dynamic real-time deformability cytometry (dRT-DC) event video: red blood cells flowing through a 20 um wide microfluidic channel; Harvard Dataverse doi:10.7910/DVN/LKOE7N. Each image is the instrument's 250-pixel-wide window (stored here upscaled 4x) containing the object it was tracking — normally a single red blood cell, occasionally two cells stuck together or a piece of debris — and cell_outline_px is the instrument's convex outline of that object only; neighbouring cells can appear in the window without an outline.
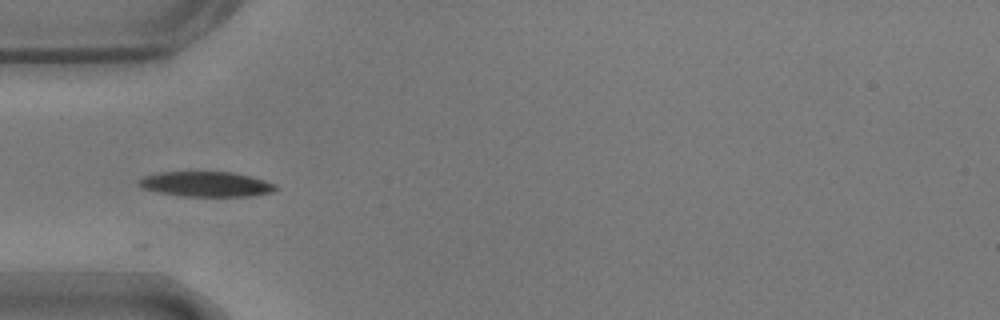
{"species": "common noctule bat (a hibernating species)", "species_latin": "Nyctalus noctula", "temperature_condition": "warm", "stored_images_in_passage": 35, "camera_frame_rate_fps": 3000, "um_per_image_px": 0.085, "animal": {"sex": "male", "body_mass_g": 17.9}, "frame": {"image": 1, "passage_image": 1, "time_ms": 0.0, "image_size_px": [1000, 320], "cell_outline_px": [[280, 188], [272, 192], [252, 196], [180, 196], [160, 192], [144, 188], [140, 184], [140, 180], [144, 176], [160, 172], [232, 172], [252, 176], [276, 184]], "centroid_in_image_um": [17.61, 15.65], "position_along_channel_um": 67.4, "area_um2": 19.88}}
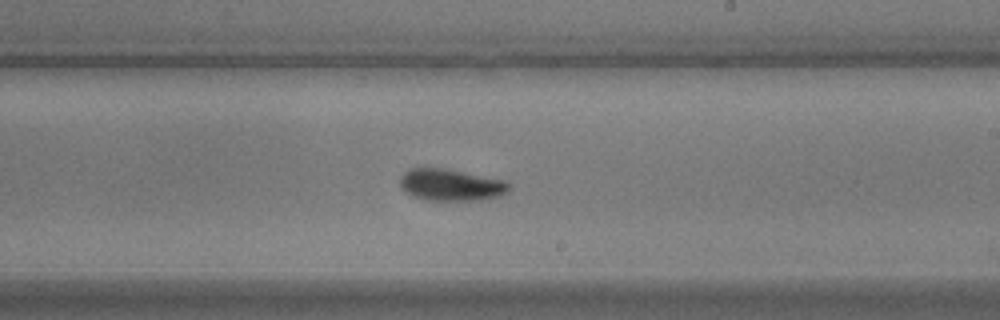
{"frame": {"image": 2, "passage_image": 16, "time_ms": 5.0, "image_size_px": [1000, 320], "cell_outline_px": [[508, 192], [500, 196], [480, 200], [424, 200], [412, 196], [400, 188], [400, 176], [408, 168], [444, 168], [504, 180], [508, 184]], "centroid_in_image_um": [38.27, 15.72], "position_along_channel_um": 250.7, "area_um2": 20.23}}
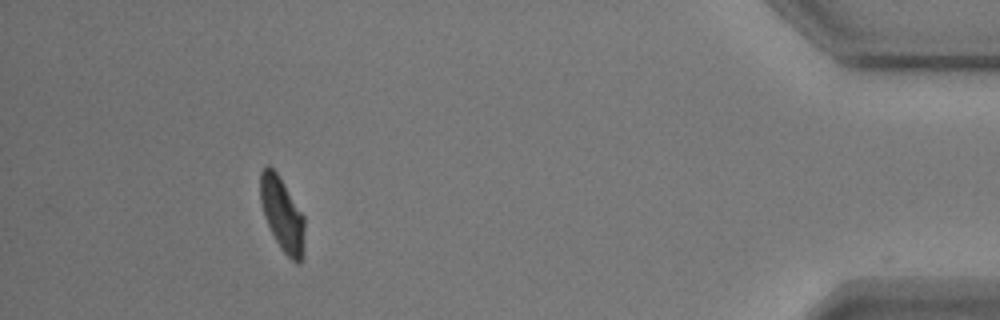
{"frame": {"image": 3, "passage_image": 34, "time_ms": 11.0, "image_size_px": [1000, 320], "cell_outline_px": [[304, 244], [300, 264], [296, 264], [280, 248], [264, 216], [260, 200], [260, 172], [268, 164], [276, 172], [284, 184], [304, 216]], "centroid_in_image_um": [23.98, 18.22], "position_along_channel_um": 411.2, "area_um2": 18.79}, "authors_computed_cell_mechanics": {"area_um2": 19.8832, "velocity_mm_per_s": 3.6597, "shape_relaxation_time_tau1_ms": null, "shape_relaxation_time_tau2_ms": 1.9122, "deformation_change_tau1": null, "deformation_change_tau2": 0.0807}}